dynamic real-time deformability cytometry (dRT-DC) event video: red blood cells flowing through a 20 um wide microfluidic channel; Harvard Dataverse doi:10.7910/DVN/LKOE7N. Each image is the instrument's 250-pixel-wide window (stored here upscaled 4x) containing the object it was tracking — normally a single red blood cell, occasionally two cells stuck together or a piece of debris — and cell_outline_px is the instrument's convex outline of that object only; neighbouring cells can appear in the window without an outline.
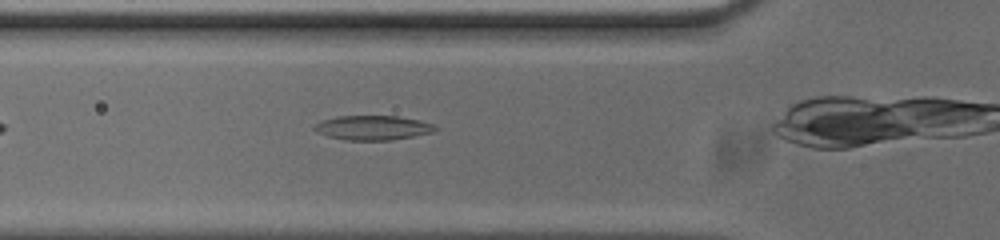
{"species": "common noctule bat (a hibernating species)", "species_latin": "Nyctalus noctula", "temperature_condition": "cold", "stored_images_in_passage": 27, "camera_frame_rate_fps": 3000, "um_per_image_px": 0.085, "animal": {"sex": "male", "body_mass_g": 20.0, "forearm_length_mm": 53.3}, "frame": {"image": 1, "passage_image": 3, "time_ms": 0.667, "image_size_px": [1000, 240], "cell_outline_px": [[440, 128], [436, 132], [392, 140], [344, 140], [328, 136], [316, 132], [312, 128], [316, 124], [324, 120], [336, 116], [396, 116], [420, 120], [432, 124]], "centroid_in_image_um": [31.73, 10.86], "position_along_channel_um": 94.1, "area_um2": 17.34}}
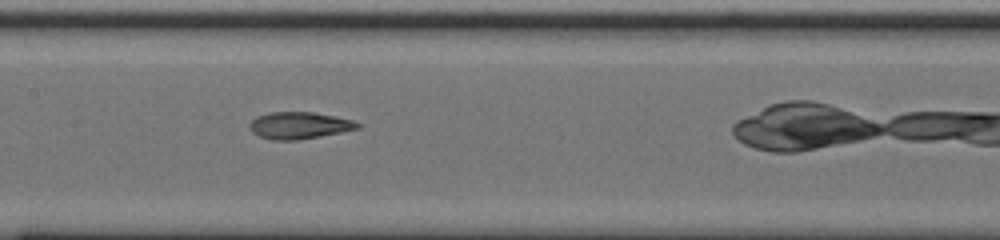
{"frame": {"image": 2, "passage_image": 10, "time_ms": 3.0, "image_size_px": [1000, 240], "cell_outline_px": [[360, 128], [320, 136], [296, 140], [272, 140], [260, 136], [252, 132], [248, 128], [248, 124], [256, 116], [268, 112], [312, 112], [352, 120], [360, 124]], "centroid_in_image_um": [25.37, 10.66], "position_along_channel_um": 182.0, "area_um2": 16.82}}
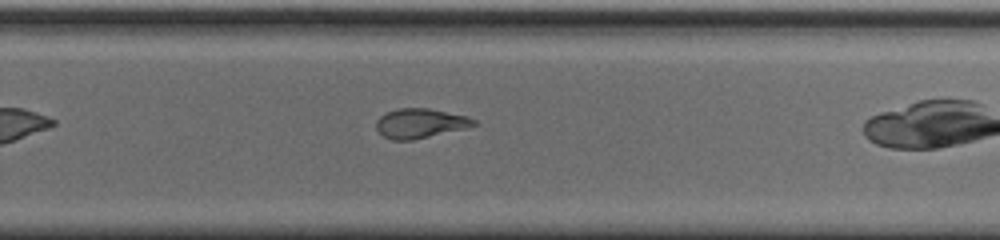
{"frame": {"image": 3, "passage_image": 19, "time_ms": 6.0, "image_size_px": [1000, 240], "cell_outline_px": [[476, 124], [464, 128], [412, 140], [392, 140], [384, 136], [376, 128], [376, 120], [380, 116], [396, 108], [428, 108], [468, 116], [476, 120]], "centroid_in_image_um": [35.69, 10.47], "position_along_channel_um": 294.1, "area_um2": 16.59}}